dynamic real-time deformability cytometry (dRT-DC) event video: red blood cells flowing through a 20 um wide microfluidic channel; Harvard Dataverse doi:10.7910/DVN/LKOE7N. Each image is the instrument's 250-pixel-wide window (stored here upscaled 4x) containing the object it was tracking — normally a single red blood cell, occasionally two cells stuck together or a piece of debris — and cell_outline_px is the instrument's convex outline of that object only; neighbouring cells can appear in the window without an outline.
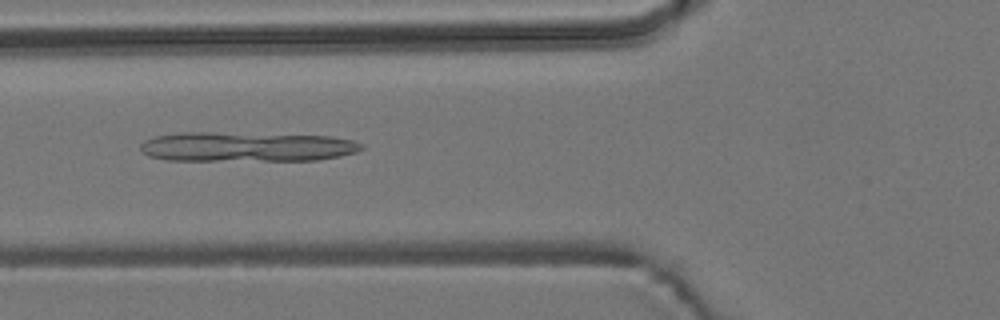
{"species": "common noctule bat (a hibernating species)", "species_latin": "Nyctalus noctula", "temperature_condition": "room temperature", "stored_images_in_passage": 10, "camera_frame_rate_fps": 3000, "um_per_image_px": 0.085, "animal": {"sex": "male", "body_mass_g": 19.2, "forearm_length_mm": 51.8}, "frame": {"image": 1, "passage_image": 5, "time_ms": 5.333, "image_size_px": [1000, 320], "cell_outline_px": [[364, 148], [356, 152], [340, 156], [316, 160], [168, 160], [148, 156], [140, 148], [140, 144], [144, 140], [156, 136], [180, 132], [212, 132], [332, 136], [352, 140], [364, 144]], "centroid_in_image_um": [20.97, 12.47], "position_along_channel_um": 104.8, "area_um2": 38.32}}
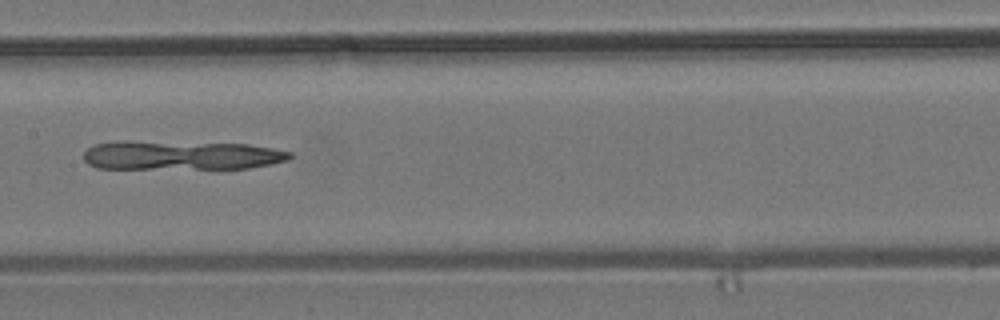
{"frame": {"image": 2, "passage_image": 7, "time_ms": 7.667, "image_size_px": [1000, 320], "cell_outline_px": [[292, 156], [288, 160], [248, 168], [212, 172], [96, 168], [88, 164], [84, 160], [84, 152], [88, 148], [96, 144], [120, 140], [128, 140], [248, 144], [272, 148], [292, 152]], "centroid_in_image_um": [15.38, 13.25], "position_along_channel_um": 192.0, "area_um2": 37.34}}
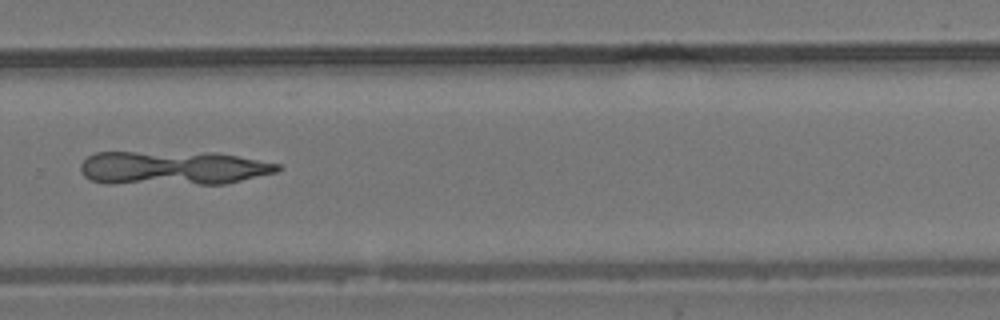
{"frame": {"image": 3, "passage_image": 10, "time_ms": 11.0, "image_size_px": [1000, 320], "cell_outline_px": [[284, 168], [276, 172], [224, 184], [108, 184], [92, 180], [84, 176], [80, 172], [80, 164], [88, 156], [96, 152], [216, 152], [280, 164]], "centroid_in_image_um": [14.68, 14.28], "position_along_channel_um": 315.1, "area_um2": 39.48}}